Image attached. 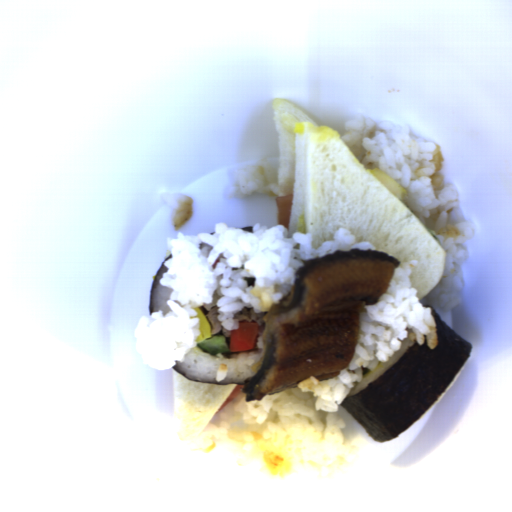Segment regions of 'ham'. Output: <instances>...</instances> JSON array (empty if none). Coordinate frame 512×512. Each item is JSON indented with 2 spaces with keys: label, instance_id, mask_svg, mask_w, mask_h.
<instances>
[{
  "label": "ham",
  "instance_id": "obj_1",
  "mask_svg": "<svg viewBox=\"0 0 512 512\" xmlns=\"http://www.w3.org/2000/svg\"><path fill=\"white\" fill-rule=\"evenodd\" d=\"M218 307L217 305L212 307L204 316L210 326V337L220 335L223 326L217 317Z\"/></svg>",
  "mask_w": 512,
  "mask_h": 512
}]
</instances>
